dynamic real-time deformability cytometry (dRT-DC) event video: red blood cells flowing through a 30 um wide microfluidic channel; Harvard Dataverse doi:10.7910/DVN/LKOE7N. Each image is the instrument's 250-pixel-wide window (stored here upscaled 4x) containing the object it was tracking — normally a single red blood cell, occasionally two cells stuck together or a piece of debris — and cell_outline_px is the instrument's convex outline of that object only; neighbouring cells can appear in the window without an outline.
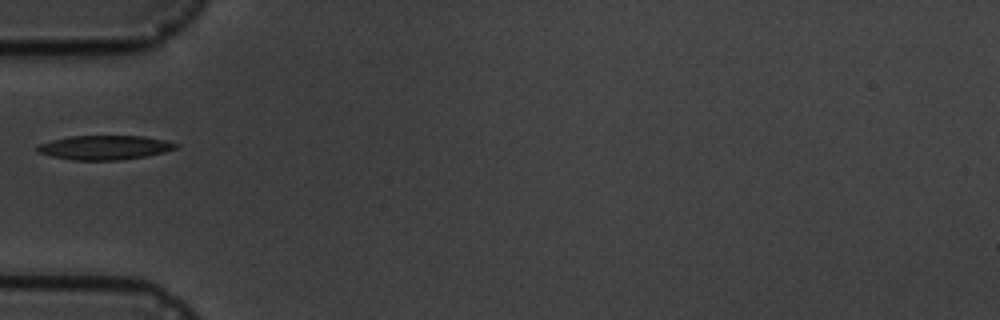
{"species": "common noctule bat (a hibernating species)", "species_latin": "Nyctalus noctula", "temperature_condition": "cold", "stored_images_in_passage": 1, "camera_frame_rate_fps": 3000, "um_per_image_px": 0.085, "animal": {"sex": "male", "body_mass_g": 19.5, "forearm_length_mm": 54.6}, "frame": {"image": 1, "passage_image": 1, "time_ms": 0.0, "image_size_px": [1000, 320], "cell_outline_px": [[180, 148], [164, 152], [144, 156], [120, 160], [72, 160], [52, 156], [40, 152], [36, 148], [36, 144], [52, 140], [72, 136], [144, 136], [164, 140], [180, 144]], "centroid_in_image_um": [8.93, 12.53], "position_along_channel_um": 76.1, "area_um2": 19.54}}